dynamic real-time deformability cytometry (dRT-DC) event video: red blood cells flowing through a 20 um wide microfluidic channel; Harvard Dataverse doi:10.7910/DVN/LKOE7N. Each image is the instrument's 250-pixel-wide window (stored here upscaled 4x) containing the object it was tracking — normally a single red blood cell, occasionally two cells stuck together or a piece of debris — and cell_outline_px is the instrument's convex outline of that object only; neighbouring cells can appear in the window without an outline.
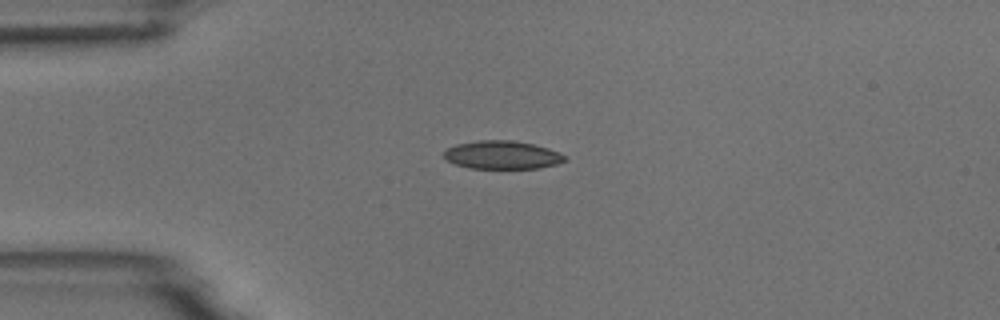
{"species": "common noctule bat (a hibernating species)", "species_latin": "Nyctalus noctula", "temperature_condition": "room temperature", "stored_images_in_passage": 3, "camera_frame_rate_fps": 3000, "um_per_image_px": 0.085, "animal": {"sex": "male", "body_mass_g": 18.8}, "frame": {"image": 1, "passage_image": 1, "time_ms": 0.0, "image_size_px": [1000, 320], "cell_outline_px": [[568, 160], [556, 164], [540, 168], [468, 168], [444, 160], [444, 152], [448, 148], [456, 144], [476, 140], [512, 140], [532, 144], [548, 148], [568, 156]], "centroid_in_image_um": [42.69, 13.17], "position_along_channel_um": 42.3, "area_um2": 20.0}}